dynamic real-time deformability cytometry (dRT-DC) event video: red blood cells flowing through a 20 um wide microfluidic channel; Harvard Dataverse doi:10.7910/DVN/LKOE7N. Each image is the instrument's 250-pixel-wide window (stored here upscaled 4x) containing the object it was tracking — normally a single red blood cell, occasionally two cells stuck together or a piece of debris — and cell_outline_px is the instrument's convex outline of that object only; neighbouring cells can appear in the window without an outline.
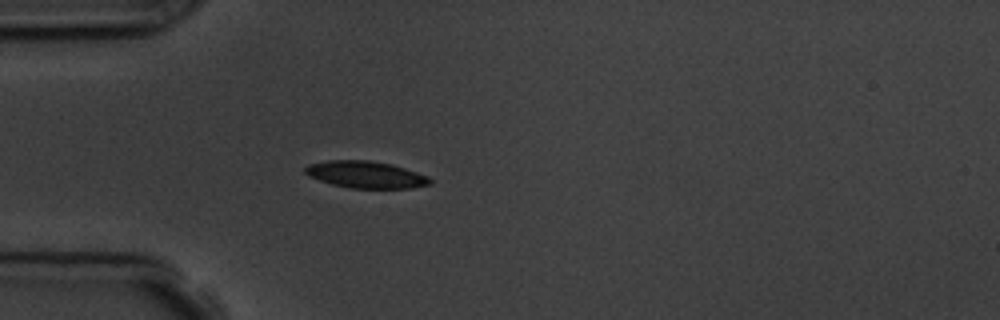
{"species": "common noctule bat (a hibernating species)", "species_latin": "Nyctalus noctula", "temperature_condition": "room temperature", "stored_images_in_passage": 4, "camera_frame_rate_fps": 3000, "um_per_image_px": 0.085, "animal": {"sex": "male", "body_mass_g": 19.5, "forearm_length_mm": 54.6}, "frame": {"image": 1, "passage_image": 4, "time_ms": 3.333, "image_size_px": [1000, 320], "cell_outline_px": [[432, 184], [412, 188], [352, 188], [332, 184], [308, 176], [304, 172], [304, 168], [308, 164], [328, 160], [368, 160], [392, 164], [428, 176], [432, 180]], "centroid_in_image_um": [31.09, 14.84], "position_along_channel_um": 53.9, "area_um2": 19.59}}